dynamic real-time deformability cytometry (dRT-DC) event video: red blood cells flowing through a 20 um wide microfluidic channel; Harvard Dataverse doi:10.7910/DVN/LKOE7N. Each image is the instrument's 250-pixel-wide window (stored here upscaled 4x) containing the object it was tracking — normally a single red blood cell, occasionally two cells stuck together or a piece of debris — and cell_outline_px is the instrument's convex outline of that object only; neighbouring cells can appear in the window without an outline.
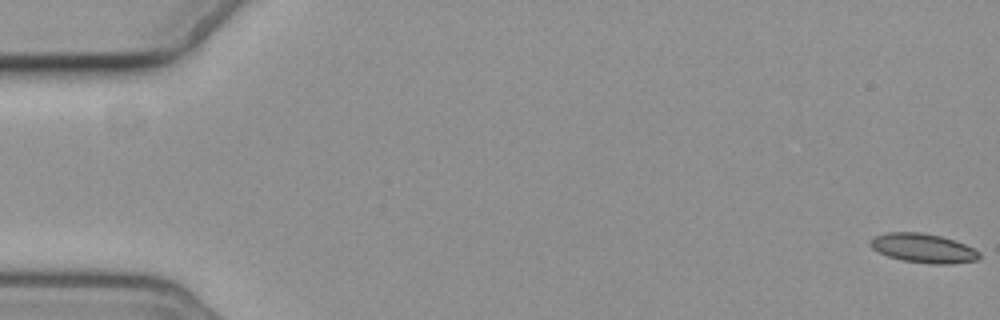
{"species": "common noctule bat (a hibernating species)", "species_latin": "Nyctalus noctula", "temperature_condition": "cold", "stored_images_in_passage": 6, "camera_frame_rate_fps": 3000, "um_per_image_px": 0.085, "animal": {"sex": "female", "body_mass_g": 19.3, "forearm_length_mm": 54.1}, "frame": {"image": 1, "passage_image": 1, "time_ms": 0.0, "image_size_px": [1000, 320], "cell_outline_px": [[980, 256], [976, 260], [952, 264], [932, 264], [904, 260], [888, 256], [872, 248], [868, 244], [868, 240], [872, 236], [888, 232], [920, 232], [940, 236], [964, 244], [980, 252]], "centroid_in_image_um": [78.43, 21.09], "position_along_channel_um": 6.6, "area_um2": 18.44}}
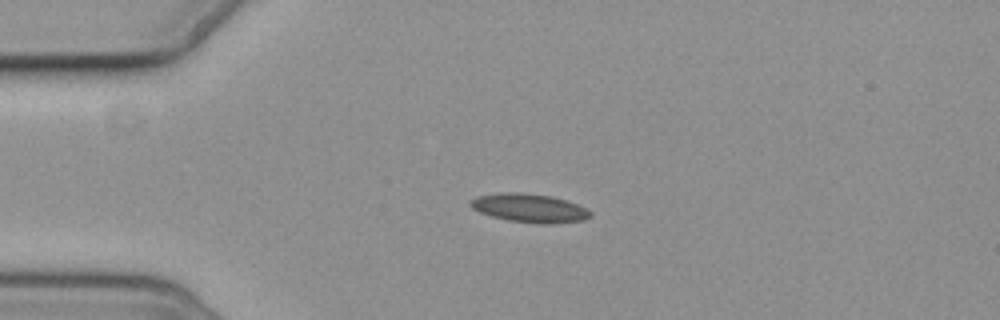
{"frame": {"image": 2, "passage_image": 5, "time_ms": 4.667, "image_size_px": [1000, 320], "cell_outline_px": [[592, 216], [584, 220], [552, 224], [536, 224], [508, 220], [492, 216], [480, 212], [472, 208], [468, 204], [476, 196], [500, 192], [520, 192], [552, 196], [576, 204], [592, 212]], "centroid_in_image_um": [44.99, 17.69], "position_along_channel_um": 40.0, "area_um2": 20.06}}